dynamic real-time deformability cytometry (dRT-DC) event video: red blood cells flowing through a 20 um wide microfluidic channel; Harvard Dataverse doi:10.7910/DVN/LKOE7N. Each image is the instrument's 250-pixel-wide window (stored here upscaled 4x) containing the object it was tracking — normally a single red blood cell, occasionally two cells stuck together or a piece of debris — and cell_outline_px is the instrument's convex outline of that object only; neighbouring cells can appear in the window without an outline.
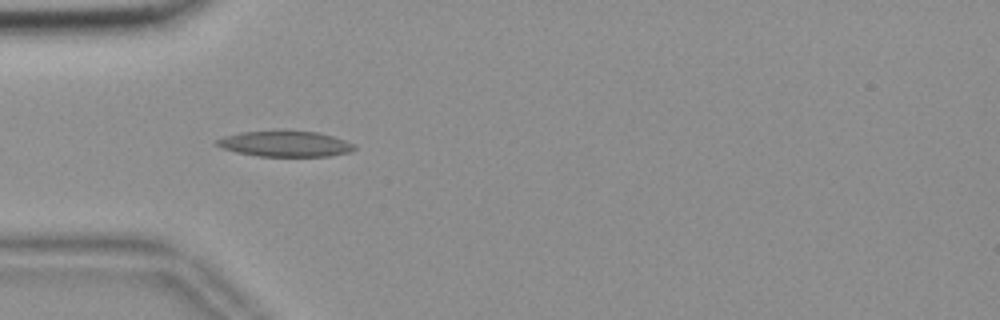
{"species": "common noctule bat (a hibernating species)", "species_latin": "Nyctalus noctula", "temperature_condition": "room temperature", "stored_images_in_passage": 8, "camera_frame_rate_fps": 3000, "um_per_image_px": 0.085, "animal": {"sex": "female", "body_mass_g": 18.4}, "frame": {"image": 1, "passage_image": 4, "time_ms": 1.0, "image_size_px": [1000, 320], "cell_outline_px": [[356, 148], [352, 152], [328, 156], [260, 156], [236, 152], [220, 148], [216, 144], [216, 140], [224, 136], [240, 132], [320, 132], [356, 144]], "centroid_in_image_um": [24.26, 12.24], "position_along_channel_um": 60.7, "area_um2": 20.29}}